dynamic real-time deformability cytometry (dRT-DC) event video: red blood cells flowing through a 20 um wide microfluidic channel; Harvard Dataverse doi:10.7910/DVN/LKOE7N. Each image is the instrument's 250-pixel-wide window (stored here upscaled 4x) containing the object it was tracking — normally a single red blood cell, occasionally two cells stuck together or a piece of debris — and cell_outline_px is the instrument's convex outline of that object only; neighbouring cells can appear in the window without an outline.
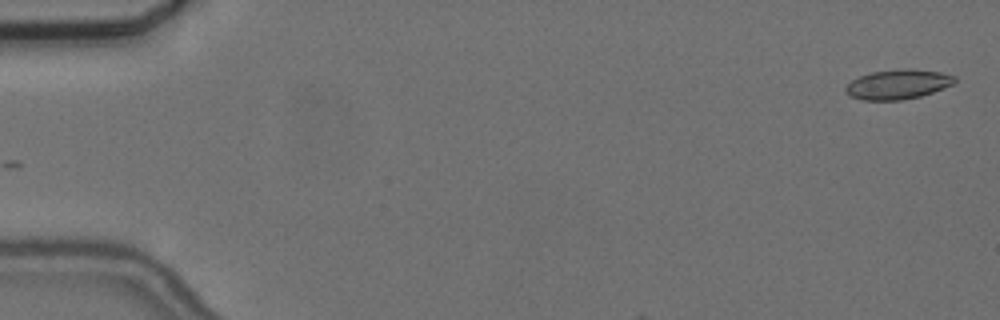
{"species": "common noctule bat (a hibernating species)", "species_latin": "Nyctalus noctula", "temperature_condition": "cold", "stored_images_in_passage": 10, "camera_frame_rate_fps": 3000, "um_per_image_px": 0.085, "animal": {"sex": "female", "body_mass_g": 24.6, "forearm_length_mm": 56.2}, "frame": {"image": 1, "passage_image": 1, "time_ms": 0.0, "image_size_px": [1000, 320], "cell_outline_px": [[956, 80], [952, 84], [944, 88], [920, 96], [900, 100], [864, 100], [848, 96], [844, 92], [844, 88], [852, 80], [860, 76], [872, 72], [904, 68], [908, 68], [940, 72], [956, 76]], "centroid_in_image_um": [76.3, 7.17], "position_along_channel_um": 8.7, "area_um2": 18.84}}